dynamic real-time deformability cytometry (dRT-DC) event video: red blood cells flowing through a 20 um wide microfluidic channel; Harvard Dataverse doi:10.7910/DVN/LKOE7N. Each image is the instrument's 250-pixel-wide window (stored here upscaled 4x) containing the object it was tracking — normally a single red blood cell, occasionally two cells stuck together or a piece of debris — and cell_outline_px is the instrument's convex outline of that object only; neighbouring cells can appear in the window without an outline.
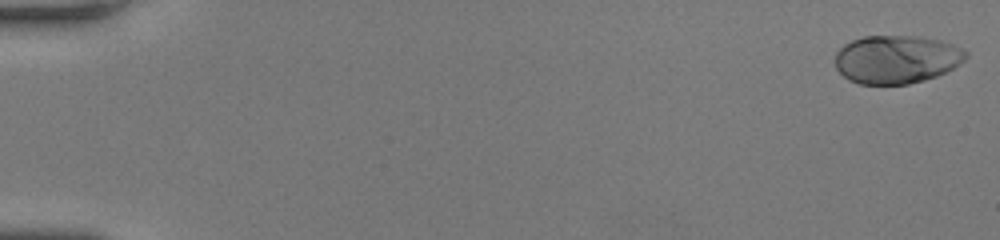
{"species": "human", "species_latin": "Homo sapiens", "temperature_condition": "room temperature", "stored_images_in_passage": 16, "camera_frame_rate_fps": 3000, "um_per_image_px": 0.085, "donor": {"sex": "female"}, "frame": {"image": 1, "passage_image": 1, "time_ms": 0.0, "image_size_px": [1000, 240], "cell_outline_px": [[968, 56], [964, 60], [952, 68], [936, 76], [924, 80], [908, 84], [860, 84], [848, 80], [836, 68], [836, 52], [844, 44], [852, 40], [864, 36], [920, 36], [940, 40], [952, 44], [968, 52]], "centroid_in_image_um": [76.19, 5.04], "position_along_channel_um": 8.8, "area_um2": 36.7}}
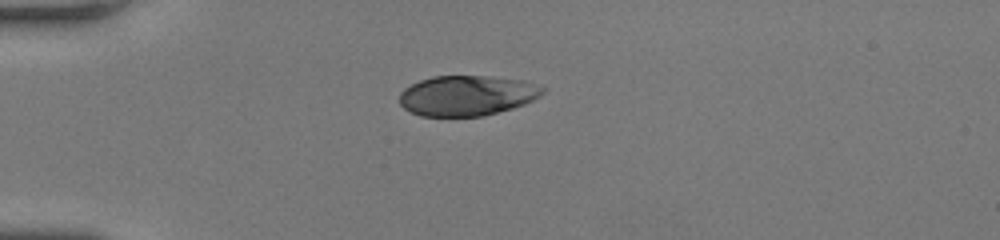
{"frame": {"image": 2, "passage_image": 16, "time_ms": 5.0, "image_size_px": [1000, 240], "cell_outline_px": [[548, 88], [544, 92], [532, 100], [524, 104], [512, 108], [484, 116], [420, 116], [404, 108], [400, 104], [400, 92], [404, 88], [420, 80], [432, 76], [484, 76], [524, 80]], "centroid_in_image_um": [39.7, 8.12], "position_along_channel_um": 45.3, "area_um2": 33.58}}